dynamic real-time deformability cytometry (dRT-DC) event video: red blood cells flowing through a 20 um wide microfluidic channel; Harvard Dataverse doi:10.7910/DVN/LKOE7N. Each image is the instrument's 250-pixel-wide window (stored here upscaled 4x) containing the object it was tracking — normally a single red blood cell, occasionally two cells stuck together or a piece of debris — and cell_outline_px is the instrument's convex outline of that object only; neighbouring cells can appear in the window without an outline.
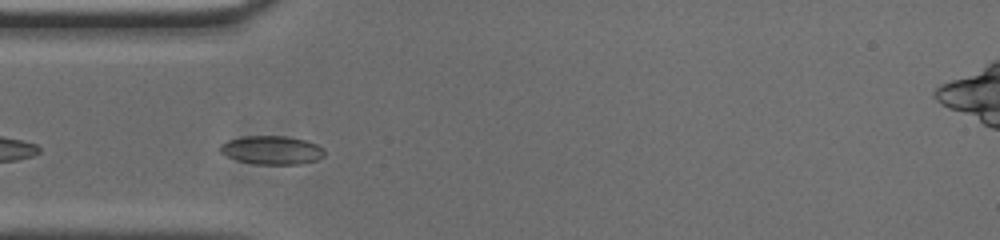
{"species": "common noctule bat (a hibernating species)", "species_latin": "Nyctalus noctula", "temperature_condition": "cold", "stored_images_in_passage": 36, "camera_frame_rate_fps": 3000, "um_per_image_px": 0.085, "animal": {"sex": "male", "body_mass_g": 20.0, "forearm_length_mm": 53.3}, "frame": {"image": 1, "passage_image": 3, "time_ms": 0.667, "image_size_px": [1000, 240], "cell_outline_px": [[324, 156], [316, 160], [300, 164], [256, 164], [236, 160], [220, 152], [216, 148], [220, 144], [228, 140], [244, 136], [284, 136], [304, 140], [316, 144], [324, 148]], "centroid_in_image_um": [23.07, 12.76], "position_along_channel_um": 61.9, "area_um2": 17.4}}
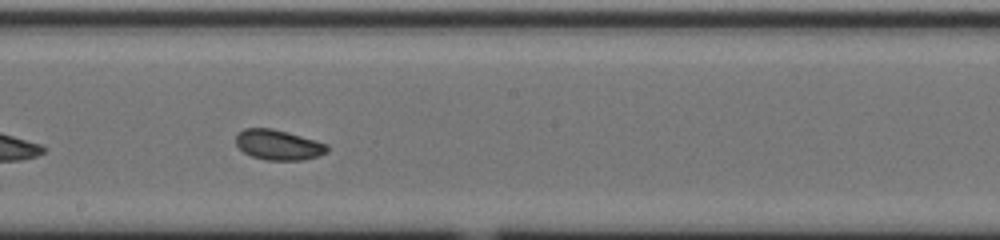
{"frame": {"image": 2, "passage_image": 16, "time_ms": 5.0, "image_size_px": [1000, 240], "cell_outline_px": [[328, 152], [304, 160], [264, 160], [252, 156], [244, 152], [236, 144], [236, 136], [244, 128], [272, 128], [288, 132], [316, 140], [328, 144]], "centroid_in_image_um": [23.68, 12.31], "position_along_channel_um": 224.5, "area_um2": 16.07}}
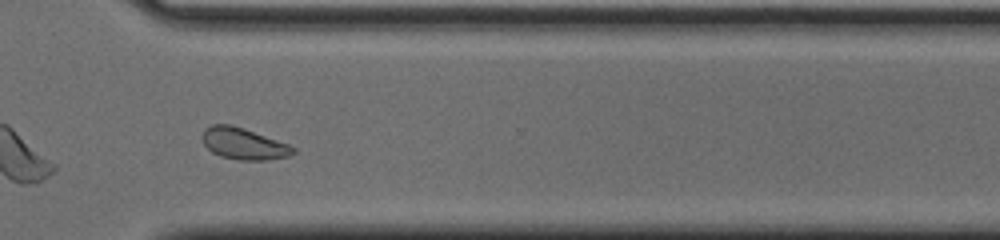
{"frame": {"image": 3, "passage_image": 26, "time_ms": 8.333, "image_size_px": [1000, 240], "cell_outline_px": [[296, 152], [288, 156], [268, 160], [240, 160], [220, 156], [212, 152], [204, 144], [200, 136], [204, 128], [212, 124], [232, 124], [244, 128], [288, 144], [296, 148]], "centroid_in_image_um": [20.68, 12.2], "position_along_channel_um": 349.9, "area_um2": 16.82}, "authors_computed_cell_mechanics": {"area_um2": 16.2418, "velocity_mm_per_s": 3.7545, "shape_relaxation_time_tau1_ms": 2.5131, "shape_relaxation_time_tau2_ms": 3.2298, "deformation_change_tau1": 0.0893, "deformation_change_tau2": 0.0694}}